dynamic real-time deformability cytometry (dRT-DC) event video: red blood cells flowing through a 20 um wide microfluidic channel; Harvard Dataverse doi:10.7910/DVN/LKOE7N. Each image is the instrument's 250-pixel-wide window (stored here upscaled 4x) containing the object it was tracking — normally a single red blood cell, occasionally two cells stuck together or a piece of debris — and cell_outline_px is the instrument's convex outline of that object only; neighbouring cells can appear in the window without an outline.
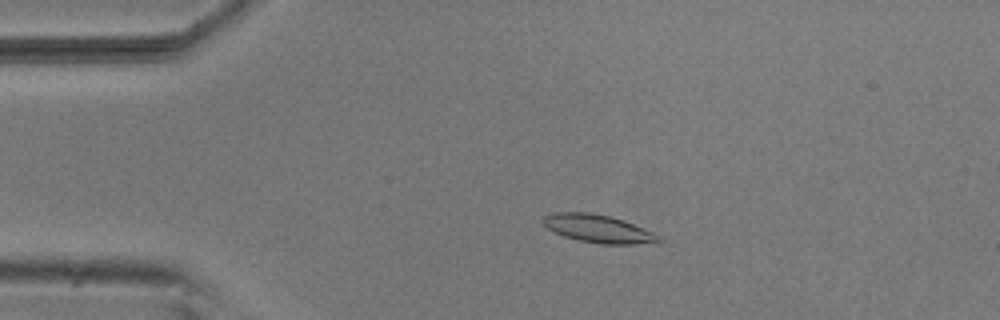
{"species": "common noctule bat (a hibernating species)", "species_latin": "Nyctalus noctula", "temperature_condition": "room temperature", "stored_images_in_passage": 52, "camera_frame_rate_fps": 3000, "um_per_image_px": 0.085, "animal": {"sex": "male", "body_mass_g": 20.5, "forearm_length_mm": 52.5}, "frame": {"image": 1, "passage_image": 10, "time_ms": 3.0, "image_size_px": [1000, 320], "cell_outline_px": [[664, 240], [660, 244], [600, 244], [580, 240], [564, 236], [548, 228], [540, 220], [544, 216], [552, 212], [588, 212], [612, 216], [624, 220], [664, 236]], "centroid_in_image_um": [50.96, 19.45], "position_along_channel_um": 34.0, "area_um2": 19.31}}
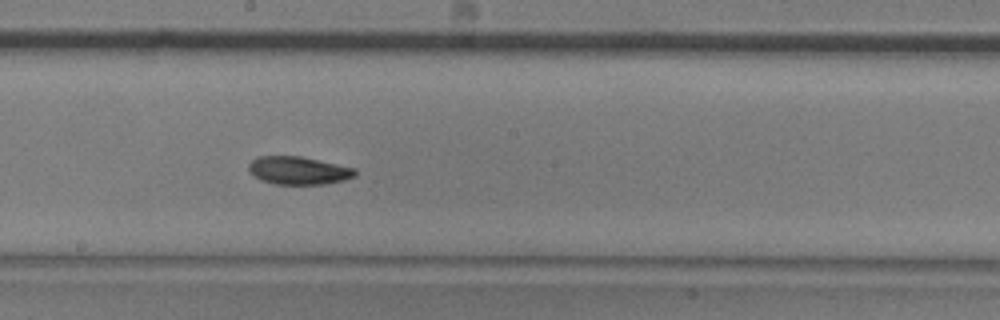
{"frame": {"image": 2, "passage_image": 28, "time_ms": 9.0, "image_size_px": [1000, 320], "cell_outline_px": [[356, 176], [344, 180], [324, 184], [272, 184], [260, 180], [248, 168], [248, 164], [256, 156], [300, 156], [356, 168]], "centroid_in_image_um": [25.37, 14.49], "position_along_channel_um": 222.8, "area_um2": 17.34}}
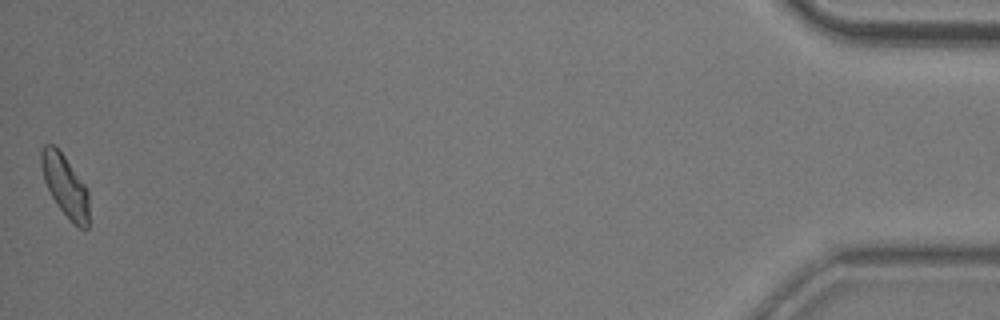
{"frame": {"image": 3, "passage_image": 52, "time_ms": 17.0, "image_size_px": [1000, 320], "cell_outline_px": [[88, 228], [80, 228], [72, 224], [56, 204], [44, 180], [40, 164], [40, 152], [44, 144], [52, 144], [64, 156], [88, 188]], "centroid_in_image_um": [5.53, 15.8], "position_along_channel_um": 429.7, "area_um2": 17.17}, "authors_computed_cell_mechanics": {"area_um2": 17.5423, "velocity_mm_per_s": 3.7915, "shape_relaxation_time_tau1_ms": 3.9355, "shape_relaxation_time_tau2_ms": 4.9786, "deformation_change_tau1": 0.1053, "deformation_change_tau2": 0.0955}}